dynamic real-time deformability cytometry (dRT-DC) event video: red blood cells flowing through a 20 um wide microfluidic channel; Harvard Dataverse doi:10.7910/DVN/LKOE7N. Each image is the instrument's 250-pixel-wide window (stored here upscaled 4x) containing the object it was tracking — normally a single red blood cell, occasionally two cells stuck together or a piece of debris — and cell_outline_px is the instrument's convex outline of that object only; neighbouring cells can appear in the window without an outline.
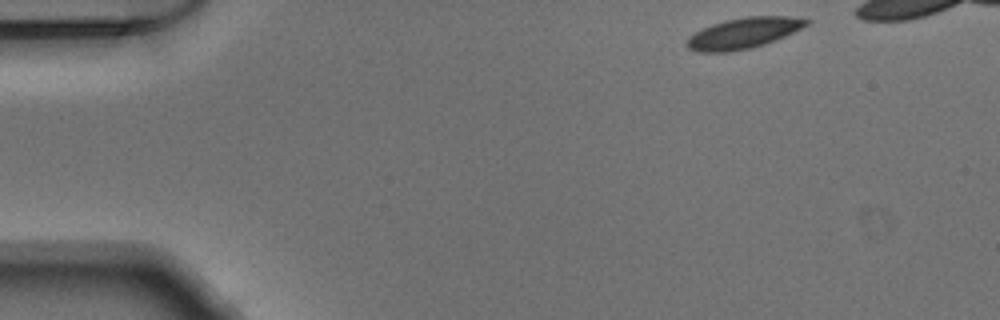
{"species": "Egyptian fruit bat (a non-hibernating species)", "species_latin": "Rousettus aegyptiacus", "temperature_condition": "warm", "stored_images_in_passage": 40, "camera_frame_rate_fps": 3000, "um_per_image_px": 0.085, "animal": {"sex": "male"}, "frame": {"image": 1, "passage_image": 1, "time_ms": 0.0, "image_size_px": [1000, 320], "cell_outline_px": [[812, 20], [808, 24], [784, 36], [764, 44], [752, 48], [728, 52], [700, 52], [688, 48], [684, 44], [688, 36], [712, 24], [728, 20], [748, 16], [788, 16]], "centroid_in_image_um": [63.17, 2.82], "position_along_channel_um": 21.8, "area_um2": 21.21}}
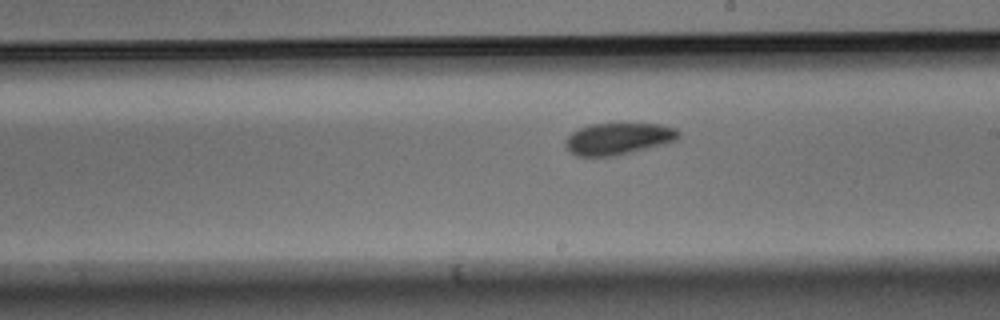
{"frame": {"image": 2, "passage_image": 24, "time_ms": 7.667, "image_size_px": [1000, 320], "cell_outline_px": [[680, 136], [676, 140], [664, 144], [632, 152], [612, 156], [576, 156], [564, 144], [564, 140], [572, 132], [588, 124], [660, 124], [676, 128], [680, 132]], "centroid_in_image_um": [52.56, 11.79], "position_along_channel_um": 236.4, "area_um2": 20.87}}
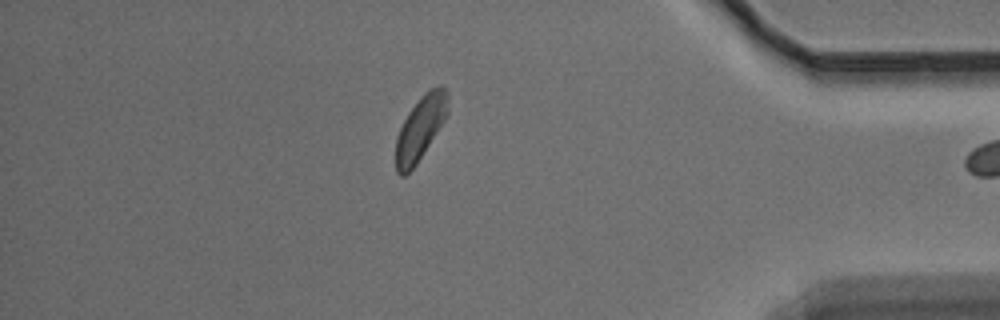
{"frame": {"image": 3, "passage_image": 39, "time_ms": 12.667, "image_size_px": [1000, 320], "cell_outline_px": [[448, 112], [444, 120], [416, 164], [404, 176], [400, 176], [396, 172], [396, 136], [408, 112], [420, 96], [428, 88], [440, 84], [448, 92]], "centroid_in_image_um": [35.73, 10.84], "position_along_channel_um": 399.5, "area_um2": 19.31}}